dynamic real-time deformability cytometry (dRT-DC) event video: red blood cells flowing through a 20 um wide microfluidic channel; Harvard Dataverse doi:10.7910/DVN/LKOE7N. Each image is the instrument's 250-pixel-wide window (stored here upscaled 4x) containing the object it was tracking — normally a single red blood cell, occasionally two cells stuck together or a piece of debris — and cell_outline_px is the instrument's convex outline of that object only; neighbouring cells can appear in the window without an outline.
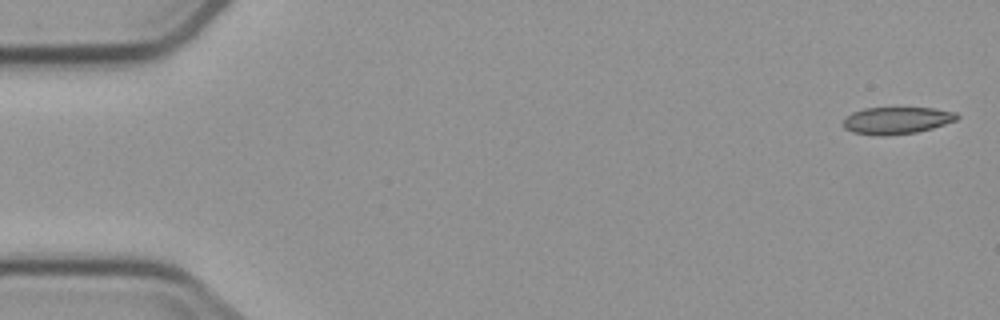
{"species": "common noctule bat (a hibernating species)", "species_latin": "Nyctalus noctula", "temperature_condition": "cold", "stored_images_in_passage": 4, "camera_frame_rate_fps": 3000, "um_per_image_px": 0.085, "animal": {"sex": "male", "body_mass_g": 23.1, "forearm_length_mm": 52.7}, "frame": {"image": 1, "passage_image": 1, "time_ms": 0.0, "image_size_px": [1000, 320], "cell_outline_px": [[960, 116], [956, 120], [932, 128], [916, 132], [884, 136], [880, 136], [852, 132], [844, 128], [844, 120], [852, 112], [864, 108], [932, 108], [956, 112]], "centroid_in_image_um": [76.22, 10.24], "position_along_channel_um": 8.8, "area_um2": 17.8}}
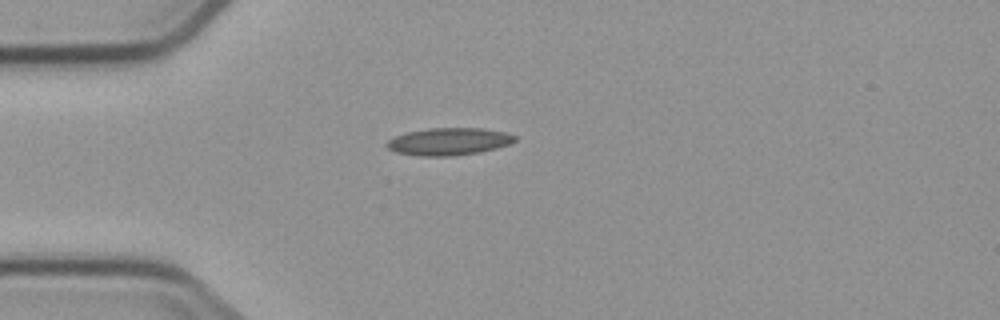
{"frame": {"image": 2, "passage_image": 4, "time_ms": 4.333, "image_size_px": [1000, 320], "cell_outline_px": [[516, 140], [508, 144], [496, 148], [480, 152], [452, 156], [416, 156], [396, 152], [388, 148], [384, 144], [388, 140], [396, 136], [408, 132], [428, 128], [484, 128], [504, 132], [516, 136]], "centroid_in_image_um": [38.13, 12.03], "position_along_channel_um": 46.9, "area_um2": 20.4}}